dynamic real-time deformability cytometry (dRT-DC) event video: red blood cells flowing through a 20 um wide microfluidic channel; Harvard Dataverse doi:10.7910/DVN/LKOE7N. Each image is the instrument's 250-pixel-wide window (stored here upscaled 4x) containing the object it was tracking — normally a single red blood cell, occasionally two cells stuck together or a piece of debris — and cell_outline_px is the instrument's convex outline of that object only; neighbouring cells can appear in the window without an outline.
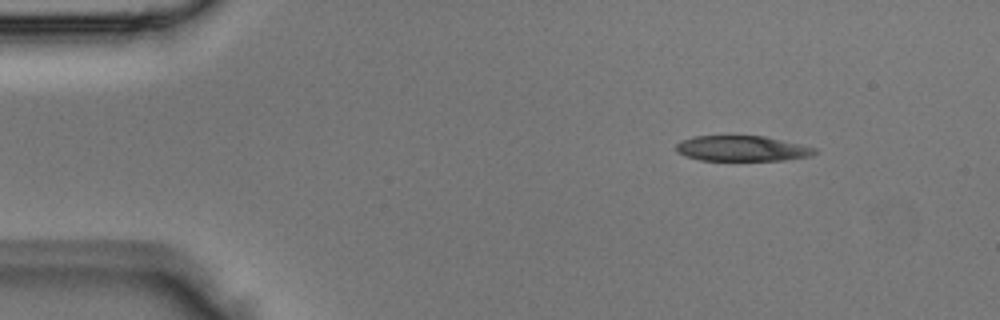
{"species": "Egyptian fruit bat (a non-hibernating species)", "species_latin": "Rousettus aegyptiacus", "temperature_condition": "room temperature", "stored_images_in_passage": 5, "camera_frame_rate_fps": 3000, "um_per_image_px": 0.085, "animal": {"sex": "male"}, "frame": {"image": 1, "passage_image": 2, "time_ms": 0.333, "image_size_px": [1000, 320], "cell_outline_px": [[816, 152], [812, 156], [784, 160], [700, 160], [684, 156], [676, 152], [676, 144], [680, 140], [692, 136], [764, 136], [816, 148]], "centroid_in_image_um": [63.02, 12.62], "position_along_channel_um": 22.0, "area_um2": 20.52}}
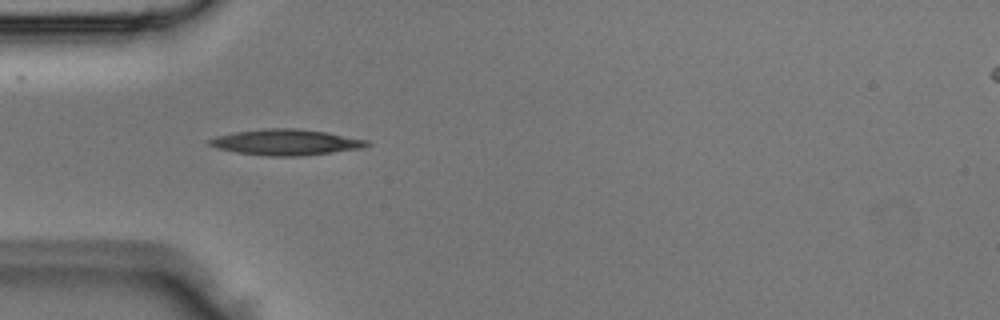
{"frame": {"image": 2, "passage_image": 4, "time_ms": 1.0, "image_size_px": [1000, 320], "cell_outline_px": [[372, 144], [364, 148], [300, 156], [268, 156], [236, 152], [216, 148], [208, 144], [208, 140], [216, 136], [232, 132], [264, 128], [300, 128], [328, 132], [368, 140]], "centroid_in_image_um": [24.32, 12.08], "position_along_channel_um": 60.7, "area_um2": 23.99}}
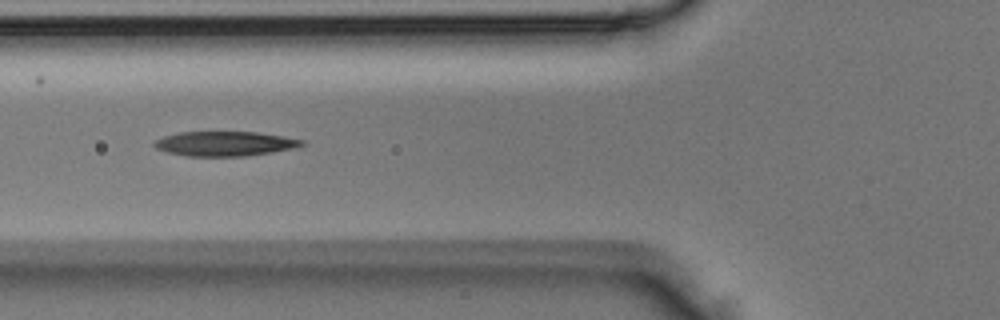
{"frame": {"image": 3, "passage_image": 5, "time_ms": 1.333, "image_size_px": [1000, 320], "cell_outline_px": [[304, 144], [296, 148], [272, 152], [244, 156], [188, 156], [168, 152], [156, 148], [152, 144], [156, 140], [164, 136], [180, 132], [256, 132], [304, 140]], "centroid_in_image_um": [19.1, 12.21], "position_along_channel_um": 106.7, "area_um2": 20.98}}